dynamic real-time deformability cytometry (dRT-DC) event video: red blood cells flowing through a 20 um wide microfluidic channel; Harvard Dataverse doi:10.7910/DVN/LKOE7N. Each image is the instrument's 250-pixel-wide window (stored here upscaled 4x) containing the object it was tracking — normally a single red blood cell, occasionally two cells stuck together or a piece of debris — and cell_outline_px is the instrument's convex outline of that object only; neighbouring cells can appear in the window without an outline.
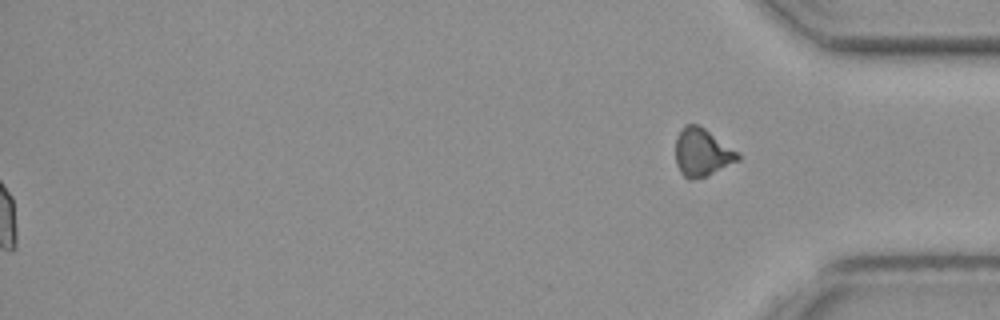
{"species": "common noctule bat (a hibernating species)", "species_latin": "Nyctalus noctula", "temperature_condition": "cold", "stored_images_in_passage": 41, "segment_of_instrument_passage": [2, 2], "camera_frame_rate_fps": 3000, "um_per_image_px": 0.085, "animal": {"sex": "female", "body_mass_g": 19.3, "forearm_length_mm": 54.1}, "frame": {"image": 1, "passage_image": 41, "time_ms": 13.333, "image_size_px": [1000, 320], "cell_outline_px": [[740, 160], [704, 176], [692, 180], [688, 180], [680, 172], [676, 164], [676, 136], [680, 128], [684, 124], [700, 124], [736, 152], [740, 156]], "centroid_in_image_um": [59.62, 12.93], "position_along_channel_um": 375.6, "area_um2": 17.22}}